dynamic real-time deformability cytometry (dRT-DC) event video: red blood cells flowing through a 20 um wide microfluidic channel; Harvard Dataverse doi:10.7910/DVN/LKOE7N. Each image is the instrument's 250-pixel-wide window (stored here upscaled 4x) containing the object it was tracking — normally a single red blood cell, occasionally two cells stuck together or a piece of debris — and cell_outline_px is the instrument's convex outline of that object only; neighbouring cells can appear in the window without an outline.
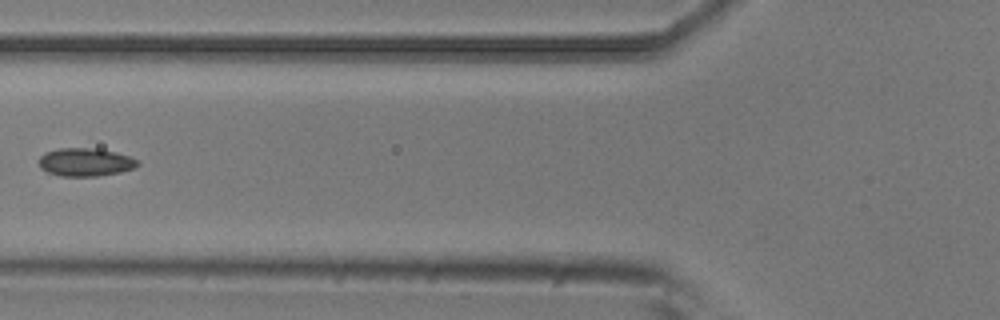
{"species": "common noctule bat (a hibernating species)", "species_latin": "Nyctalus noctula", "temperature_condition": "room temperature", "stored_images_in_passage": 8, "camera_frame_rate_fps": 3000, "um_per_image_px": 0.085, "animal": {"sex": "male", "body_mass_g": 20.5, "forearm_length_mm": 52.5}, "frame": {"image": 1, "passage_image": 7, "time_ms": 2.0, "image_size_px": [1000, 320], "cell_outline_px": [[140, 164], [132, 168], [120, 172], [96, 176], [60, 176], [48, 172], [40, 168], [40, 156], [44, 152], [60, 148], [96, 148], [116, 152], [132, 156]], "centroid_in_image_um": [7.26, 13.77], "position_along_channel_um": 118.5, "area_um2": 16.18}}
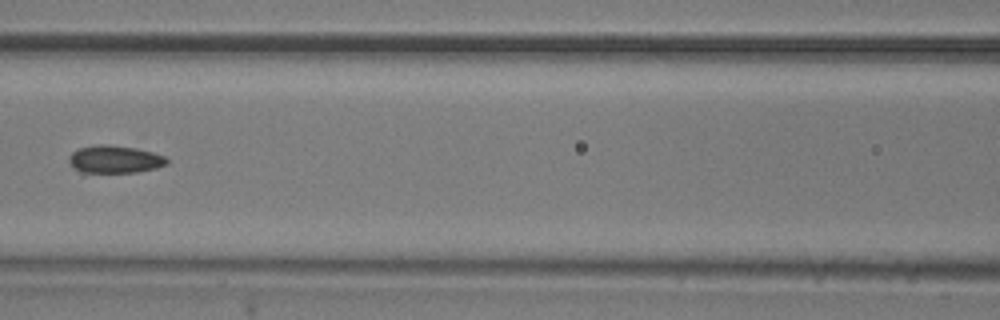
{"frame": {"image": 2, "passage_image": 8, "time_ms": 2.333, "image_size_px": [1000, 320], "cell_outline_px": [[168, 164], [156, 168], [136, 172], [80, 172], [68, 160], [68, 156], [72, 152], [80, 148], [100, 144], [108, 144], [136, 148], [152, 152], [164, 156], [168, 160]], "centroid_in_image_um": [9.77, 13.53], "position_along_channel_um": 156.8, "area_um2": 15.61}}